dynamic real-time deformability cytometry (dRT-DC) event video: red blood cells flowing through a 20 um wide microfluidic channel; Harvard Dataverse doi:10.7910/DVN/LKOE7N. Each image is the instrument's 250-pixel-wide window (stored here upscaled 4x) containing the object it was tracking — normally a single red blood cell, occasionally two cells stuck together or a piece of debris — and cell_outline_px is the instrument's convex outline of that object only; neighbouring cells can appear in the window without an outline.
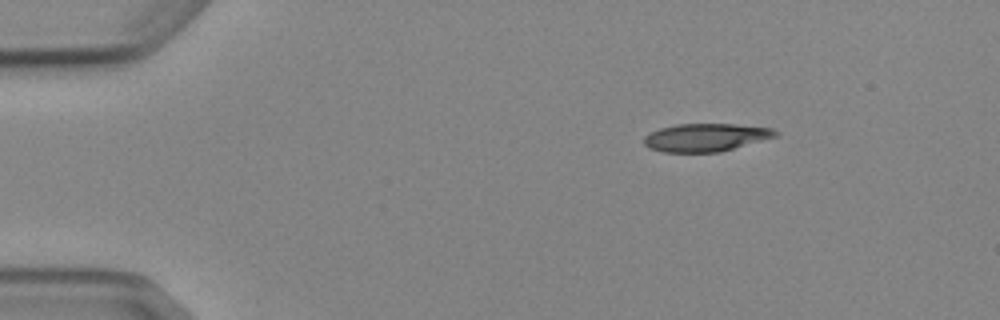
{"species": "Egyptian fruit bat (a non-hibernating species)", "species_latin": "Rousettus aegyptiacus", "temperature_condition": "cold", "stored_images_in_passage": 4, "segment_of_instrument_passage": [1, 2], "camera_frame_rate_fps": 3000, "um_per_image_px": 0.085, "animal": {"sex": "female"}, "frame": {"image": 1, "passage_image": 1, "time_ms": 0.0, "image_size_px": [1000, 320], "cell_outline_px": [[780, 136], [720, 152], [664, 152], [648, 148], [644, 144], [644, 136], [660, 128], [676, 124], [736, 124], [772, 128]], "centroid_in_image_um": [60.01, 11.68], "position_along_channel_um": 25.0, "area_um2": 21.5}}
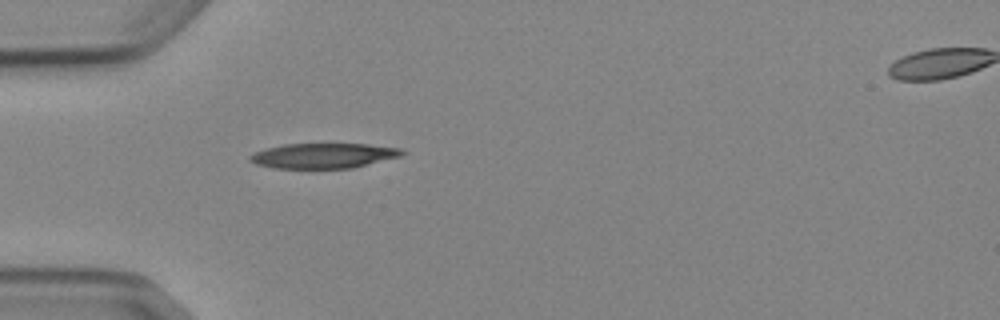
{"frame": {"image": 2, "passage_image": 3, "time_ms": 2.667, "image_size_px": [1000, 320], "cell_outline_px": [[408, 152], [400, 156], [352, 168], [276, 168], [256, 164], [248, 160], [248, 156], [256, 152], [268, 148], [284, 144], [368, 144], [404, 148]], "centroid_in_image_um": [27.54, 13.23], "position_along_channel_um": 57.5, "area_um2": 22.2}}